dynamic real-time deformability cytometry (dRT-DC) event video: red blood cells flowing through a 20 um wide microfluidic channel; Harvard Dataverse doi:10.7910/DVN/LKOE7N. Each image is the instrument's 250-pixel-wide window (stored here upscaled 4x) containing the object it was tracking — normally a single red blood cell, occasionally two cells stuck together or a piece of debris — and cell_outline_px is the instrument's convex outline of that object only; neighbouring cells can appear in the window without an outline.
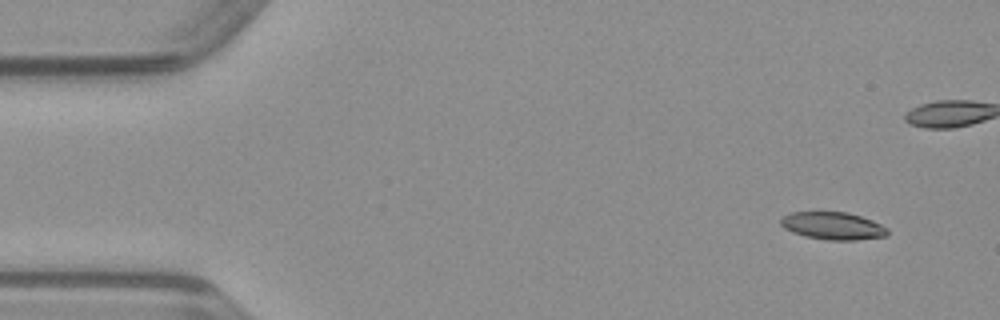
{"species": "common noctule bat (a hibernating species)", "species_latin": "Nyctalus noctula", "temperature_condition": "warm", "stored_images_in_passage": 51, "camera_frame_rate_fps": 3000, "um_per_image_px": 0.085, "animal": {"sex": "male", "body_mass_g": 23.1, "forearm_length_mm": 52.7}, "frame": {"image": 1, "passage_image": 4, "time_ms": 1.0, "image_size_px": [1000, 320], "cell_outline_px": [[888, 236], [856, 240], [828, 240], [804, 236], [792, 232], [784, 228], [780, 224], [780, 220], [784, 216], [792, 212], [848, 212], [872, 220], [888, 228]], "centroid_in_image_um": [70.81, 19.2], "position_along_channel_um": 14.2, "area_um2": 17.17}}
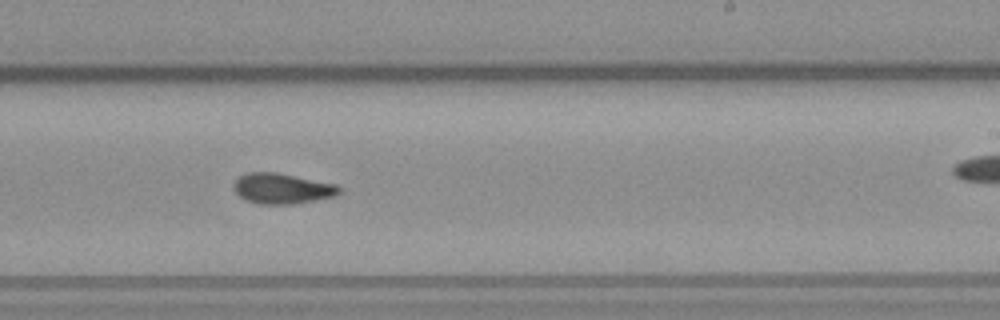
{"frame": {"image": 2, "passage_image": 30, "time_ms": 9.667, "image_size_px": [1000, 320], "cell_outline_px": [[340, 192], [336, 196], [296, 204], [260, 204], [248, 200], [240, 196], [236, 192], [232, 184], [240, 176], [248, 172], [276, 172], [336, 184], [340, 188]], "centroid_in_image_um": [23.99, 16.02], "position_along_channel_um": 265.0, "area_um2": 18.67}}
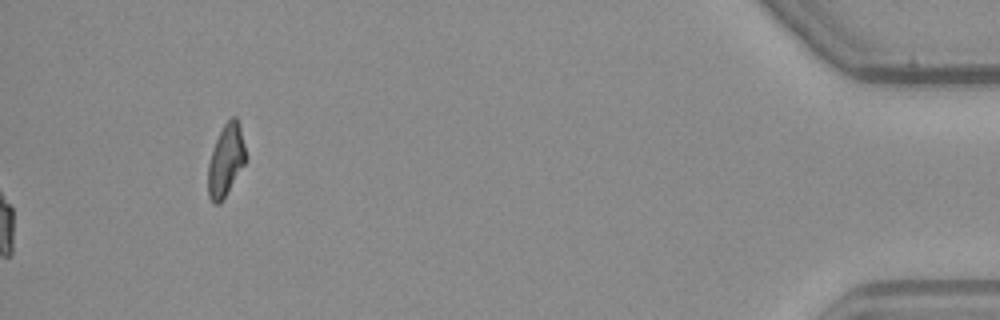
{"frame": {"image": 3, "passage_image": 51, "time_ms": 16.667, "image_size_px": [1000, 320], "cell_outline_px": [[248, 156], [244, 164], [220, 204], [212, 204], [208, 196], [208, 164], [212, 148], [224, 124], [232, 116], [236, 116], [240, 124]], "centroid_in_image_um": [19.21, 13.61], "position_along_channel_um": 416.0, "area_um2": 15.95}}